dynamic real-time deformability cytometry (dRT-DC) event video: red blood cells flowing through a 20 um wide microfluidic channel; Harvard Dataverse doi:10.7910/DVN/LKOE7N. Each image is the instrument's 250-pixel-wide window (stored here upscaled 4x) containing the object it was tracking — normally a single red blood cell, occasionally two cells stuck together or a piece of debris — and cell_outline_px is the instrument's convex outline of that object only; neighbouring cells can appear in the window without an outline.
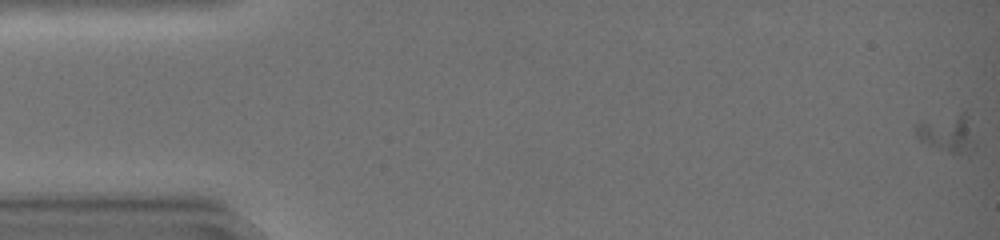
{"species": "common noctule bat (a hibernating species)", "species_latin": "Nyctalus noctula", "temperature_condition": "warm", "stored_images_in_passage": 17, "camera_frame_rate_fps": 3000, "um_per_image_px": 0.085, "animal": {"sex": "female", "body_mass_g": 19.0, "forearm_length_mm": 51.5}, "frame": {"image": 1, "passage_image": 1, "time_ms": 0.0, "image_size_px": [1000, 240], "cell_outline_px": [[976, 148], [968, 156], [952, 156], [920, 140], [916, 136], [916, 128], [920, 124], [964, 112], [976, 144]], "centroid_in_image_um": [80.63, 11.48], "position_along_channel_um": 4.4, "area_um2": 12.77}}